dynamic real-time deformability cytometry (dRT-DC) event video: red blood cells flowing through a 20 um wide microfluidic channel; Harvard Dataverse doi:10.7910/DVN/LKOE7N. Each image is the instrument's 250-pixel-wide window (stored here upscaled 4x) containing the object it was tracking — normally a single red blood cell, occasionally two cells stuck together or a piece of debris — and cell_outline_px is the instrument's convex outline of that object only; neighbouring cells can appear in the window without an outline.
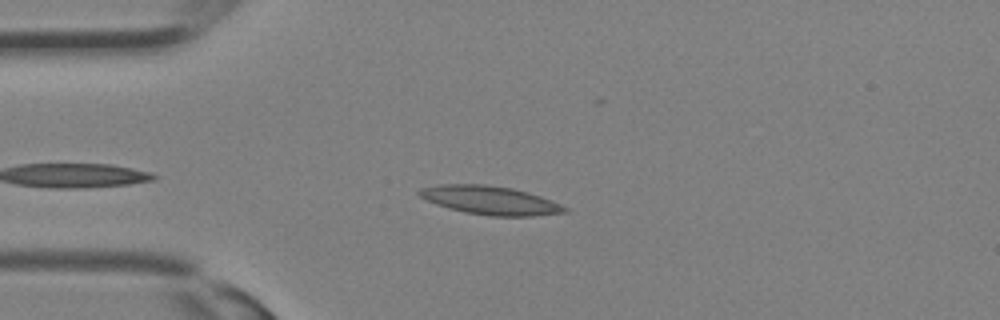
{"species": "Egyptian fruit bat (a non-hibernating species)", "species_latin": "Rousettus aegyptiacus", "temperature_condition": "room temperature", "stored_images_in_passage": 27, "camera_frame_rate_fps": 3000, "um_per_image_px": 0.085, "animal": {"sex": "female"}, "frame": {"image": 1, "passage_image": 4, "time_ms": 1.0, "image_size_px": [1000, 320], "cell_outline_px": [[568, 212], [532, 216], [488, 216], [464, 212], [448, 208], [436, 204], [420, 196], [416, 192], [420, 188], [436, 184], [484, 184], [512, 188], [528, 192], [552, 200], [568, 208]], "centroid_in_image_um": [41.65, 17.02], "position_along_channel_um": 43.3, "area_um2": 24.33}}
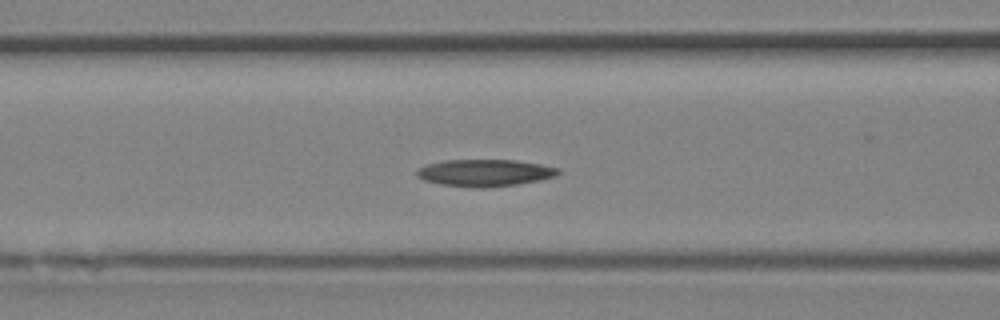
{"frame": {"image": 2, "passage_image": 9, "time_ms": 2.667, "image_size_px": [1000, 320], "cell_outline_px": [[560, 172], [556, 176], [540, 180], [516, 184], [484, 188], [476, 188], [440, 184], [424, 180], [416, 176], [416, 172], [420, 168], [428, 164], [444, 160], [516, 160], [540, 164], [560, 168]], "centroid_in_image_um": [41.23, 14.69], "position_along_channel_um": 125.4, "area_um2": 22.2}}
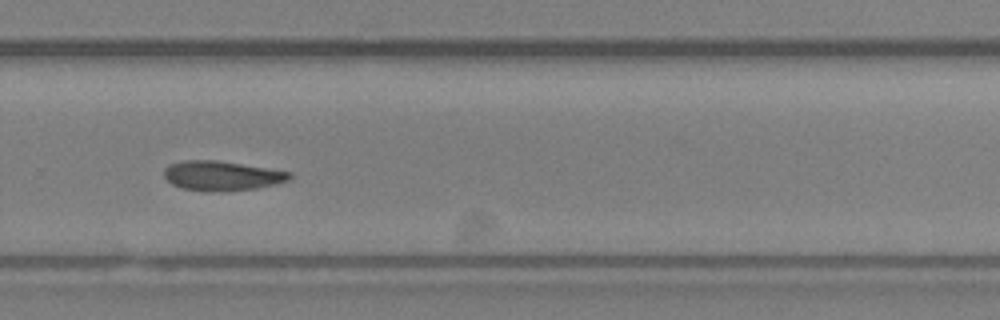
{"frame": {"image": 3, "passage_image": 18, "time_ms": 5.667, "image_size_px": [1000, 320], "cell_outline_px": [[292, 176], [288, 180], [256, 188], [212, 192], [180, 188], [172, 184], [164, 176], [164, 168], [168, 164], [184, 160], [216, 160], [292, 172]], "centroid_in_image_um": [18.8, 14.93], "position_along_channel_um": 311.0, "area_um2": 21.5}}